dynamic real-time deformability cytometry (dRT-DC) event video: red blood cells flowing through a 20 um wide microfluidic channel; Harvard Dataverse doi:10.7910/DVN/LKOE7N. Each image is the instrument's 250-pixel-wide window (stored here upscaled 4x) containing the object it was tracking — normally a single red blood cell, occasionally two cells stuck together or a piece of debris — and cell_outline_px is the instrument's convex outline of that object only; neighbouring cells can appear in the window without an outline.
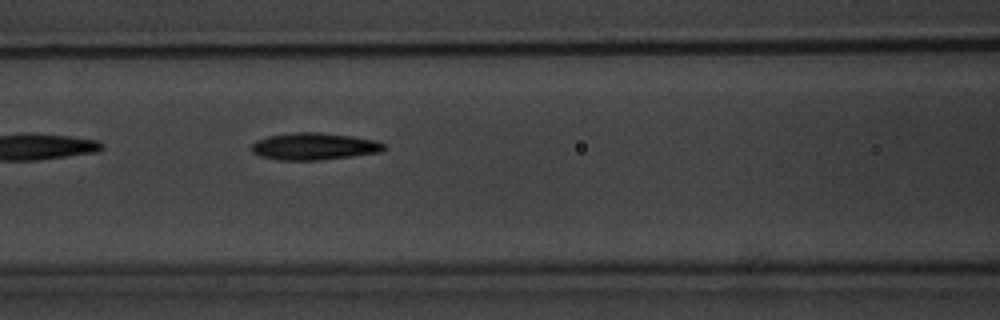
{"species": "common noctule bat (a hibernating species)", "species_latin": "Nyctalus noctula", "temperature_condition": "warm", "stored_images_in_passage": 4, "camera_frame_rate_fps": 3000, "um_per_image_px": 0.085, "animal": {"sex": "male", "body_mass_g": 20.1, "forearm_length_mm": 53.5}, "frame": {"image": 1, "passage_image": 4, "time_ms": 4.333, "image_size_px": [1000, 320], "cell_outline_px": [[388, 148], [380, 152], [352, 156], [320, 160], [280, 160], [260, 156], [252, 152], [252, 144], [256, 140], [268, 136], [296, 132], [320, 132], [352, 136], [376, 140], [384, 144]], "centroid_in_image_um": [26.72, 12.44], "position_along_channel_um": 139.9, "area_um2": 20.92}}